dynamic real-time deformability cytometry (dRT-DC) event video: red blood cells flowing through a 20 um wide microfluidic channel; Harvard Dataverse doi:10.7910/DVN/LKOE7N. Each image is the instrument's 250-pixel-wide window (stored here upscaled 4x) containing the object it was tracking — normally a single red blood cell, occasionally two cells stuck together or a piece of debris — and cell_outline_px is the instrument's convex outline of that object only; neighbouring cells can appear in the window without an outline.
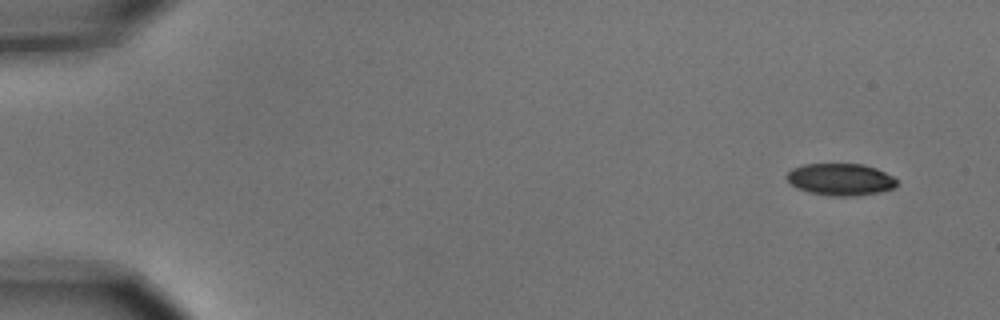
{"species": "common noctule bat (a hibernating species)", "species_latin": "Nyctalus noctula", "temperature_condition": "cold", "stored_images_in_passage": 9, "camera_frame_rate_fps": 3000, "um_per_image_px": 0.085, "animal": {"sex": "male", "body_mass_g": 15.6}, "frame": {"image": 1, "passage_image": 1, "time_ms": 0.0, "image_size_px": [1000, 320], "cell_outline_px": [[896, 184], [892, 188], [876, 192], [852, 196], [832, 196], [808, 192], [796, 188], [784, 176], [792, 168], [804, 164], [864, 164], [876, 168], [892, 176], [896, 180]], "centroid_in_image_um": [71.38, 15.24], "position_along_channel_um": 13.6, "area_um2": 20.35}}
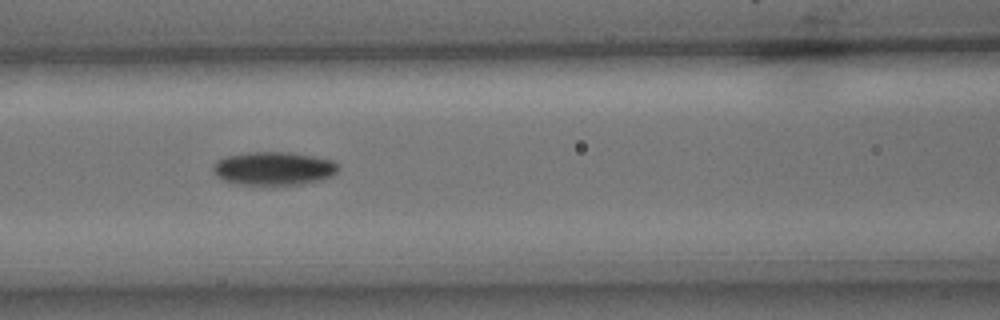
{"frame": {"image": 2, "passage_image": 7, "time_ms": 2.0, "image_size_px": [1000, 320], "cell_outline_px": [[340, 168], [332, 176], [320, 180], [300, 184], [240, 184], [224, 180], [216, 176], [212, 172], [212, 164], [216, 160], [228, 156], [248, 152], [292, 152], [332, 160]], "centroid_in_image_um": [23.24, 14.31], "position_along_channel_um": 143.4, "area_um2": 24.28}}
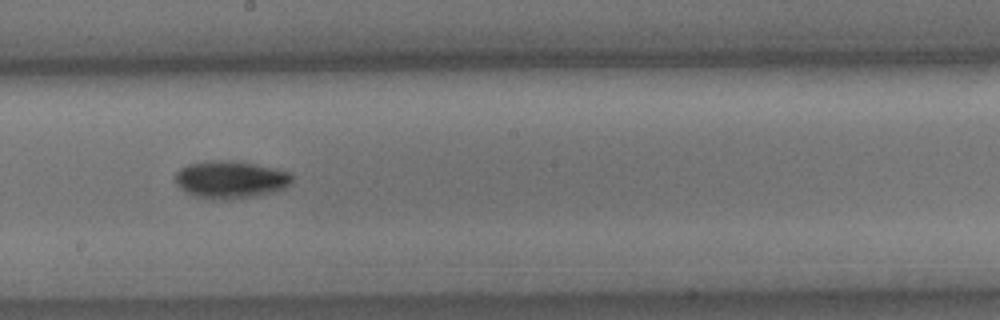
{"frame": {"image": 3, "passage_image": 9, "time_ms": 2.667, "image_size_px": [1000, 320], "cell_outline_px": [[292, 180], [284, 188], [272, 192], [256, 196], [228, 200], [208, 200], [196, 196], [180, 188], [176, 184], [176, 172], [180, 168], [188, 164], [208, 160], [228, 160], [256, 164], [276, 168], [292, 172]], "centroid_in_image_um": [19.59, 15.26], "position_along_channel_um": 228.6, "area_um2": 25.78}}